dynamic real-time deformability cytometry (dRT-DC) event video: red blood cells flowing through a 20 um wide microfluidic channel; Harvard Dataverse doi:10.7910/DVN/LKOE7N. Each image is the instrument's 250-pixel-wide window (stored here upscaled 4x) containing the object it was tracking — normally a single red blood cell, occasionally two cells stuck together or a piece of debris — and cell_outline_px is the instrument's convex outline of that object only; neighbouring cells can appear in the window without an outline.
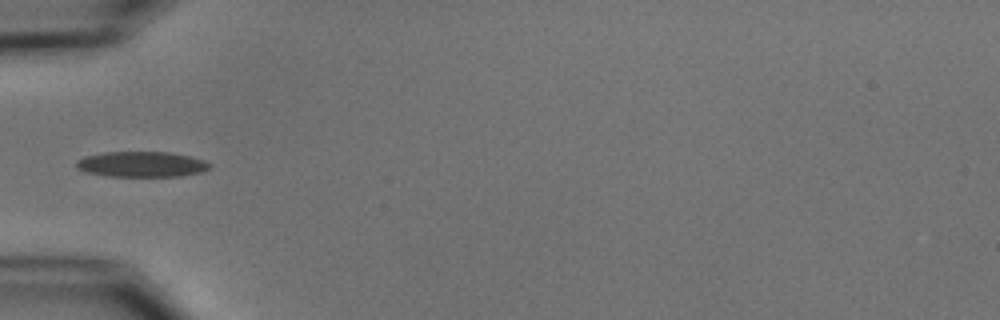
{"species": "common noctule bat (a hibernating species)", "species_latin": "Nyctalus noctula", "temperature_condition": "cold", "stored_images_in_passage": 6, "camera_frame_rate_fps": 3000, "um_per_image_px": 0.085, "animal": {"sex": "male", "body_mass_g": 15.6}, "frame": {"image": 1, "passage_image": 6, "time_ms": 6.0, "image_size_px": [1000, 320], "cell_outline_px": [[212, 168], [204, 172], [184, 176], [108, 176], [88, 172], [76, 168], [76, 160], [84, 156], [104, 152], [168, 152], [188, 156], [204, 160], [212, 164]], "centroid_in_image_um": [12.08, 13.96], "position_along_channel_um": 72.9, "area_um2": 19.94}}